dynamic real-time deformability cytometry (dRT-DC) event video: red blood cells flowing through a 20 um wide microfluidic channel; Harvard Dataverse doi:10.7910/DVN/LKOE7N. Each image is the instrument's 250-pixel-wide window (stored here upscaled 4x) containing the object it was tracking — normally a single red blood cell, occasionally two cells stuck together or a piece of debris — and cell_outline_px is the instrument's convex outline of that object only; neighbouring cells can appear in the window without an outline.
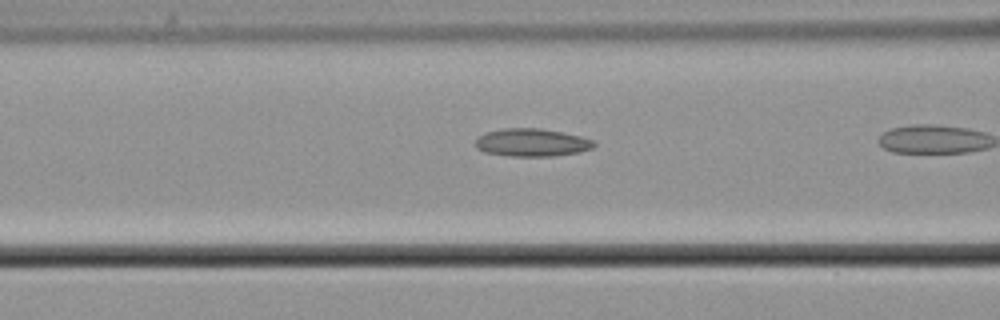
{"species": "common noctule bat (a hibernating species)", "species_latin": "Nyctalus noctula", "temperature_condition": "cold", "stored_images_in_passage": 4, "camera_frame_rate_fps": 3000, "um_per_image_px": 0.085, "animal": {"sex": "male", "body_mass_g": 21.5, "forearm_length_mm": 52.0}, "frame": {"image": 1, "passage_image": 3, "time_ms": 0.667, "image_size_px": [1000, 320], "cell_outline_px": [[596, 144], [592, 148], [576, 152], [552, 156], [512, 156], [484, 152], [476, 148], [476, 140], [480, 136], [488, 132], [504, 128], [540, 128], [580, 136], [592, 140]], "centroid_in_image_um": [45.19, 12.11], "position_along_channel_um": 121.4, "area_um2": 18.9}}